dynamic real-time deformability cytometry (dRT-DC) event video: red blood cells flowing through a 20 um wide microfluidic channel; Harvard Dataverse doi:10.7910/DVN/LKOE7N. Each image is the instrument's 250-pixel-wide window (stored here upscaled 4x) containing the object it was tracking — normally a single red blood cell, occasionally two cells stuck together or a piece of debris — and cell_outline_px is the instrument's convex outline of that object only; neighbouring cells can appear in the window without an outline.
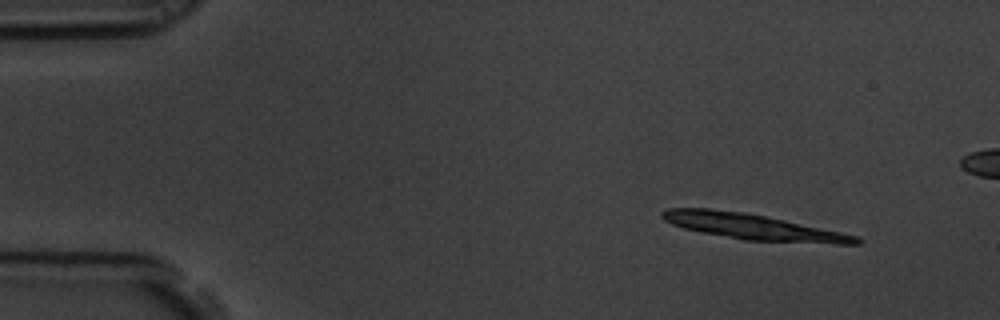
{"species": "common noctule bat (a hibernating species)", "species_latin": "Nyctalus noctula", "temperature_condition": "room temperature", "stored_images_in_passage": 5, "segment_of_instrument_passage": [1, 2], "camera_frame_rate_fps": 3000, "um_per_image_px": 0.085, "animal": {"sex": "male", "body_mass_g": 19.5, "forearm_length_mm": 54.6}, "frame": {"image": 1, "passage_image": 1, "time_ms": 0.0, "image_size_px": [1000, 320], "cell_outline_px": [[860, 244], [836, 244], [744, 240], [684, 228], [672, 224], [664, 220], [660, 216], [660, 212], [668, 208], [708, 208], [744, 212], [784, 220], [860, 236]], "centroid_in_image_um": [64.0, 19.27], "position_along_channel_um": 21.0, "area_um2": 28.84}}